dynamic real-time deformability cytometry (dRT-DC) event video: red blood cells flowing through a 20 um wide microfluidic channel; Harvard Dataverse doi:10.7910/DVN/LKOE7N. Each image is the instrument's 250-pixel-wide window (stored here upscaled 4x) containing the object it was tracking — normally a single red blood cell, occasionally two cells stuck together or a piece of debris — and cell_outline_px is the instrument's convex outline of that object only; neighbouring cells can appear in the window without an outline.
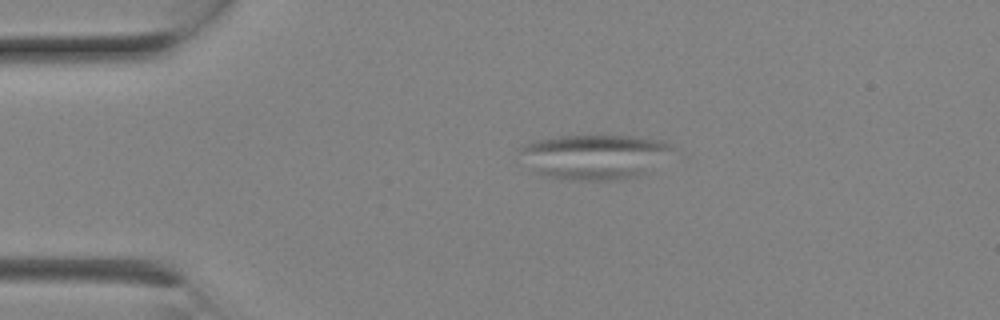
{"species": "Egyptian fruit bat (a non-hibernating species)", "species_latin": "Rousettus aegyptiacus", "temperature_condition": "room temperature", "stored_images_in_passage": 4, "camera_frame_rate_fps": 3000, "um_per_image_px": 0.085, "animal": {"sex": "female"}, "frame": {"image": 1, "passage_image": 1, "time_ms": 0.0, "image_size_px": [1000, 320], "cell_outline_px": [[672, 148], [644, 172], [636, 176], [608, 180], [560, 180], [548, 176], [540, 172], [516, 148], [532, 140], [560, 136], [632, 136], [664, 140]], "centroid_in_image_um": [50.46, 13.29], "position_along_channel_um": 34.5, "area_um2": 38.55}}
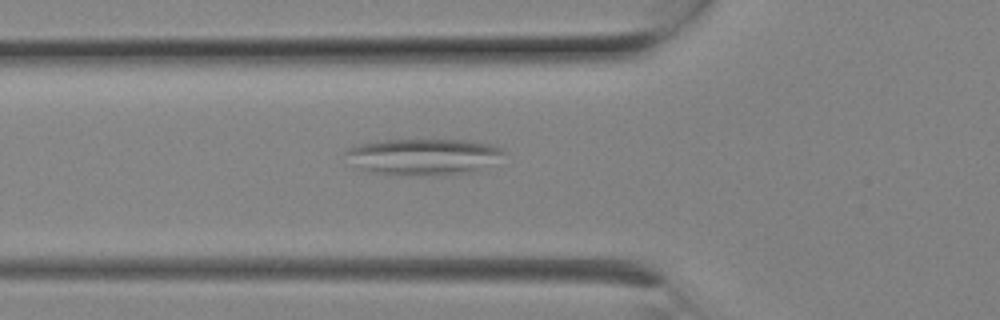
{"frame": {"image": 2, "passage_image": 4, "time_ms": 1.0, "image_size_px": [1000, 320], "cell_outline_px": [[504, 152], [480, 168], [472, 172], [440, 176], [372, 172], [360, 168], [344, 152], [348, 148], [360, 144], [384, 140], [468, 140], [492, 144], [500, 148]], "centroid_in_image_um": [35.98, 13.3], "position_along_channel_um": 89.8, "area_um2": 32.54}}